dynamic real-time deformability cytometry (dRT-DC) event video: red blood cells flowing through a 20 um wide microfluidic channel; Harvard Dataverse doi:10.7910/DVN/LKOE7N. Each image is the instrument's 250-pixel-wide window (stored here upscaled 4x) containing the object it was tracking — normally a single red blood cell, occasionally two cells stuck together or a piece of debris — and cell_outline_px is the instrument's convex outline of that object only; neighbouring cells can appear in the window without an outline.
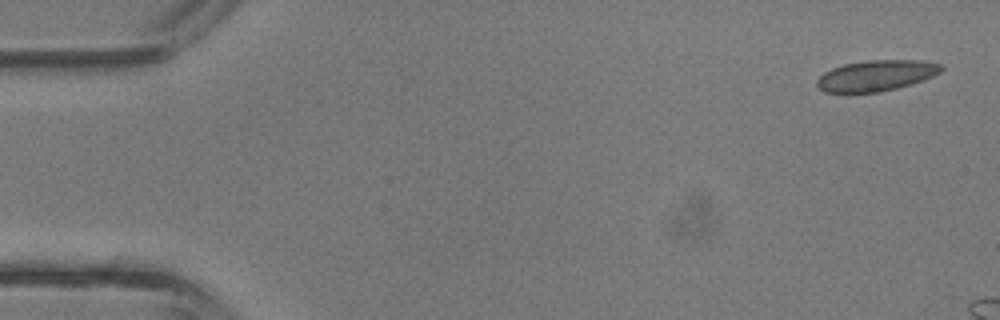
{"species": "common noctule bat (a hibernating species)", "species_latin": "Nyctalus noctula", "temperature_condition": "room temperature", "stored_images_in_passage": 3, "camera_frame_rate_fps": 3000, "um_per_image_px": 0.085, "animal": {"sex": "male", "body_mass_g": 13.3}, "frame": {"image": 1, "passage_image": 1, "time_ms": 0.0, "image_size_px": [1000, 320], "cell_outline_px": [[944, 68], [940, 72], [924, 80], [912, 84], [880, 92], [824, 92], [816, 84], [816, 80], [824, 72], [832, 68], [844, 64], [868, 60], [924, 60], [944, 64]], "centroid_in_image_um": [74.52, 6.41], "position_along_channel_um": 10.5, "area_um2": 22.43}}